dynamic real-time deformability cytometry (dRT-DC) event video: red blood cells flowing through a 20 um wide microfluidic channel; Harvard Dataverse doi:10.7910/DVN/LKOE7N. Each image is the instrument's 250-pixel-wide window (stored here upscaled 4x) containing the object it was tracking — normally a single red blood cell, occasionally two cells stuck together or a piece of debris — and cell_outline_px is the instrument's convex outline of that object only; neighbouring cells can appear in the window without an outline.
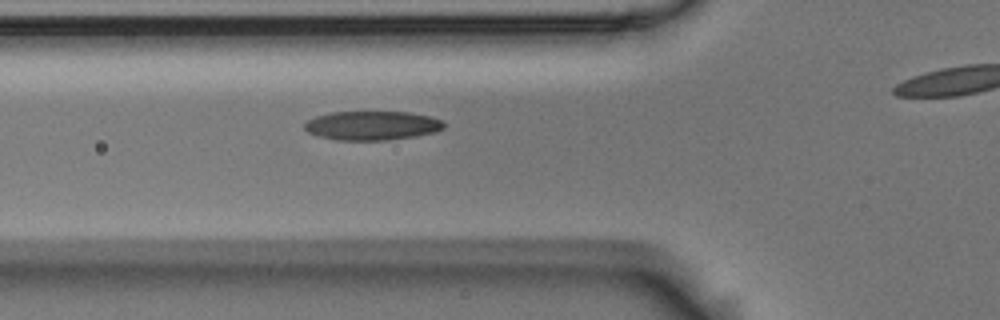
{"species": "Egyptian fruit bat (a non-hibernating species)", "species_latin": "Rousettus aegyptiacus", "temperature_condition": "room temperature", "stored_images_in_passage": 6, "segment_of_instrument_passage": [1, 2], "camera_frame_rate_fps": 3000, "um_per_image_px": 0.085, "animal": {"sex": "male"}, "frame": {"image": 1, "passage_image": 5, "time_ms": 1.333, "image_size_px": [1000, 320], "cell_outline_px": [[444, 128], [436, 132], [388, 140], [336, 140], [316, 136], [308, 132], [304, 128], [304, 124], [308, 120], [316, 116], [332, 112], [408, 112], [432, 116], [440, 120], [444, 124]], "centroid_in_image_um": [31.61, 10.67], "position_along_channel_um": 94.2, "area_um2": 23.58}}